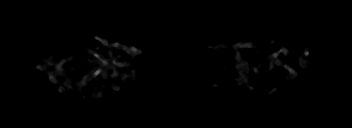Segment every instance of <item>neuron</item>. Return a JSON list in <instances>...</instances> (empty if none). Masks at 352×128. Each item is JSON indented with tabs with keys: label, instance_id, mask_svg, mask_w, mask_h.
Instances as JSON below:
<instances>
[{
	"label": "neuron",
	"instance_id": "neuron-1",
	"mask_svg": "<svg viewBox=\"0 0 352 128\" xmlns=\"http://www.w3.org/2000/svg\"><path fill=\"white\" fill-rule=\"evenodd\" d=\"M95 40L100 41V43L104 46L107 47V53L109 56H111L110 60H106L103 55H101L98 52V48H94V49H84L83 51H75L73 52V54L69 57L66 58H61L59 59L58 62H56L55 64H51L48 63L47 61H42L38 66H35L34 69L35 70H41V71H45L47 73L48 79L50 80L51 83L55 84L56 80L55 77L57 74H60L64 79H65V84H66V89H64L61 85H59V92L60 93H64V91H70V89L73 90H77V91H81L82 88L85 85H89L94 87L93 81H96L99 77L103 78L104 80L107 79V77H111V78H115L116 76H119V81L120 83L123 85L126 82V78H130L132 82L136 81V78L131 75L130 73H127L126 71V67L128 62H123L120 61V57L119 56H115L113 57L111 55L112 52V48L113 47H118L119 49H125V45H121L118 42H112V44H108V42L104 39H101L97 36H94ZM249 48L250 50H252L253 52H255V54L259 55V59L261 60L259 63H253L252 69L253 72L255 73V75H259V66L262 65V62H264V57L261 58L260 55L262 54L263 56H268L272 63L269 62V64H278L280 65L282 68L284 69H288L289 70V74L284 78L285 81L290 82L292 80H294L298 74L297 71L291 67H289L288 65H286L285 63H283L282 61L277 59V56L279 54H281L282 52L285 53V56L287 55L288 51L287 49H285L284 47H281L277 52H275L274 54H268L264 49L259 50V47H263V45L260 44H252V42H248L246 40H241V42H238L236 44H230V45H225V44H220L217 43L216 45H213L214 49H227L230 51H233L234 53H236V57H233V59H235L236 62V68H237V72L240 74V78H236L235 74H232V79L229 81L232 84H234L236 87H238L240 85V83L245 82L246 87L249 90H253L252 86L249 84V80H248V76L250 75V71H249V66L247 65V60L245 59L242 60L241 56H240V50L242 48ZM304 49L303 52L301 53L300 57H299V63H300V68L301 69H305L308 68L310 63L308 62V57H309V49L307 47V45H303ZM212 46H204L202 48L203 51L211 49ZM127 53H134V58L141 55L142 51L137 49L134 46H131L127 49ZM77 55H82V60H84L85 62L89 63L91 66L89 67L88 73L85 74L82 77V80L80 82H75L73 81L72 77H69V75L67 74V72H72L74 71V66L70 65L69 62L71 61V59L76 58L77 61H81V57L77 58ZM87 55H89L91 57V59H87L85 58ZM118 67H121L123 72H119L118 71ZM108 70L112 71L111 73L107 72ZM112 89L114 91H119V87L116 85H112ZM277 90V87L273 88L272 90H270L268 92V95L271 98H274V92ZM104 94L103 93H97V95L94 96L93 100L95 99H100ZM85 96L82 95L79 98V104L82 106L83 105V100H84Z\"/></svg>",
	"mask_w": 352,
	"mask_h": 128
}]
</instances>
